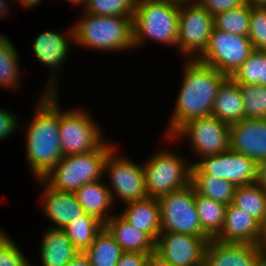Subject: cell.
Instances as JSON below:
<instances>
[{"instance_id":"6da1fadb","label":"cell","mask_w":266,"mask_h":266,"mask_svg":"<svg viewBox=\"0 0 266 266\" xmlns=\"http://www.w3.org/2000/svg\"><path fill=\"white\" fill-rule=\"evenodd\" d=\"M187 61L166 137H172L182 125L194 118L210 116L217 91L228 78L197 59L188 58Z\"/></svg>"},{"instance_id":"7a4b0ae2","label":"cell","mask_w":266,"mask_h":266,"mask_svg":"<svg viewBox=\"0 0 266 266\" xmlns=\"http://www.w3.org/2000/svg\"><path fill=\"white\" fill-rule=\"evenodd\" d=\"M25 128L26 154L31 172L42 179L63 157L59 137L58 92H44Z\"/></svg>"},{"instance_id":"3957f363","label":"cell","mask_w":266,"mask_h":266,"mask_svg":"<svg viewBox=\"0 0 266 266\" xmlns=\"http://www.w3.org/2000/svg\"><path fill=\"white\" fill-rule=\"evenodd\" d=\"M83 12L81 21L73 25L76 44L112 52L134 49L133 16H98Z\"/></svg>"},{"instance_id":"277c9868","label":"cell","mask_w":266,"mask_h":266,"mask_svg":"<svg viewBox=\"0 0 266 266\" xmlns=\"http://www.w3.org/2000/svg\"><path fill=\"white\" fill-rule=\"evenodd\" d=\"M178 25V2L171 0H136L133 15L134 47L142 45L148 38L169 46H177Z\"/></svg>"},{"instance_id":"5b68a950","label":"cell","mask_w":266,"mask_h":266,"mask_svg":"<svg viewBox=\"0 0 266 266\" xmlns=\"http://www.w3.org/2000/svg\"><path fill=\"white\" fill-rule=\"evenodd\" d=\"M114 147L104 142L96 150L63 156L42 179L53 189L75 192L85 183L103 178L106 157Z\"/></svg>"},{"instance_id":"8992f818","label":"cell","mask_w":266,"mask_h":266,"mask_svg":"<svg viewBox=\"0 0 266 266\" xmlns=\"http://www.w3.org/2000/svg\"><path fill=\"white\" fill-rule=\"evenodd\" d=\"M143 164L146 191L149 197L182 189L191 184V167L174 152L158 151Z\"/></svg>"},{"instance_id":"52a82bcc","label":"cell","mask_w":266,"mask_h":266,"mask_svg":"<svg viewBox=\"0 0 266 266\" xmlns=\"http://www.w3.org/2000/svg\"><path fill=\"white\" fill-rule=\"evenodd\" d=\"M157 199L160 206L161 233L208 236L200 226L195 207V189L192 184Z\"/></svg>"},{"instance_id":"ba28073f","label":"cell","mask_w":266,"mask_h":266,"mask_svg":"<svg viewBox=\"0 0 266 266\" xmlns=\"http://www.w3.org/2000/svg\"><path fill=\"white\" fill-rule=\"evenodd\" d=\"M253 51L248 35L213 28L208 46L197 60L230 77Z\"/></svg>"},{"instance_id":"9c48e42d","label":"cell","mask_w":266,"mask_h":266,"mask_svg":"<svg viewBox=\"0 0 266 266\" xmlns=\"http://www.w3.org/2000/svg\"><path fill=\"white\" fill-rule=\"evenodd\" d=\"M97 125L91 115L81 108L65 112L59 108V137L63 156L98 149L104 141Z\"/></svg>"},{"instance_id":"30bf717a","label":"cell","mask_w":266,"mask_h":266,"mask_svg":"<svg viewBox=\"0 0 266 266\" xmlns=\"http://www.w3.org/2000/svg\"><path fill=\"white\" fill-rule=\"evenodd\" d=\"M178 26L176 47L189 59H197L208 46L214 28V16L197 1L182 2L179 3Z\"/></svg>"},{"instance_id":"8fae6325","label":"cell","mask_w":266,"mask_h":266,"mask_svg":"<svg viewBox=\"0 0 266 266\" xmlns=\"http://www.w3.org/2000/svg\"><path fill=\"white\" fill-rule=\"evenodd\" d=\"M116 151L115 145L104 163V173L109 174L110 178L111 186H108V189L113 202L118 196L124 203L149 197L146 191L143 164H136L126 156H118Z\"/></svg>"},{"instance_id":"7c38bea8","label":"cell","mask_w":266,"mask_h":266,"mask_svg":"<svg viewBox=\"0 0 266 266\" xmlns=\"http://www.w3.org/2000/svg\"><path fill=\"white\" fill-rule=\"evenodd\" d=\"M187 137L194 152L200 156L223 153L230 148V124L214 116L194 118L182 125L172 137Z\"/></svg>"},{"instance_id":"4fadbf2b","label":"cell","mask_w":266,"mask_h":266,"mask_svg":"<svg viewBox=\"0 0 266 266\" xmlns=\"http://www.w3.org/2000/svg\"><path fill=\"white\" fill-rule=\"evenodd\" d=\"M204 175H212L236 186L250 185L257 180V162L230 148L223 153L202 157L193 162Z\"/></svg>"},{"instance_id":"5bb4252c","label":"cell","mask_w":266,"mask_h":266,"mask_svg":"<svg viewBox=\"0 0 266 266\" xmlns=\"http://www.w3.org/2000/svg\"><path fill=\"white\" fill-rule=\"evenodd\" d=\"M209 236L184 233H160L155 251L173 266H203Z\"/></svg>"},{"instance_id":"9a60e30c","label":"cell","mask_w":266,"mask_h":266,"mask_svg":"<svg viewBox=\"0 0 266 266\" xmlns=\"http://www.w3.org/2000/svg\"><path fill=\"white\" fill-rule=\"evenodd\" d=\"M68 33L59 34L56 31L41 32L33 43V53L37 57V61L44 66L52 68V76H50L48 85L43 92H57L56 73L62 67L63 61L69 53L70 45L74 43L73 27L67 31ZM72 40V41H71ZM72 42V43H71ZM55 72V73H54Z\"/></svg>"},{"instance_id":"2e32d148","label":"cell","mask_w":266,"mask_h":266,"mask_svg":"<svg viewBox=\"0 0 266 266\" xmlns=\"http://www.w3.org/2000/svg\"><path fill=\"white\" fill-rule=\"evenodd\" d=\"M230 149L256 162L266 159V118H245L230 125Z\"/></svg>"},{"instance_id":"e0dca14e","label":"cell","mask_w":266,"mask_h":266,"mask_svg":"<svg viewBox=\"0 0 266 266\" xmlns=\"http://www.w3.org/2000/svg\"><path fill=\"white\" fill-rule=\"evenodd\" d=\"M265 259L266 254L257 245L211 239L206 247L203 266H260Z\"/></svg>"},{"instance_id":"ac0fdd59","label":"cell","mask_w":266,"mask_h":266,"mask_svg":"<svg viewBox=\"0 0 266 266\" xmlns=\"http://www.w3.org/2000/svg\"><path fill=\"white\" fill-rule=\"evenodd\" d=\"M38 182L44 188L43 214L55 223L51 228L62 229L85 214L74 192L53 189L43 179H38Z\"/></svg>"},{"instance_id":"d6986e66","label":"cell","mask_w":266,"mask_h":266,"mask_svg":"<svg viewBox=\"0 0 266 266\" xmlns=\"http://www.w3.org/2000/svg\"><path fill=\"white\" fill-rule=\"evenodd\" d=\"M260 233V223L244 210L227 205L224 225L214 238L223 243L257 245Z\"/></svg>"},{"instance_id":"ffe728a7","label":"cell","mask_w":266,"mask_h":266,"mask_svg":"<svg viewBox=\"0 0 266 266\" xmlns=\"http://www.w3.org/2000/svg\"><path fill=\"white\" fill-rule=\"evenodd\" d=\"M125 205V210L120 215L133 227L147 233L156 242L161 233L158 199L147 197L125 203Z\"/></svg>"},{"instance_id":"44dd1931","label":"cell","mask_w":266,"mask_h":266,"mask_svg":"<svg viewBox=\"0 0 266 266\" xmlns=\"http://www.w3.org/2000/svg\"><path fill=\"white\" fill-rule=\"evenodd\" d=\"M104 227L123 251L145 254L155 251V241L147 233L133 227L119 214L112 216Z\"/></svg>"},{"instance_id":"7402d4cb","label":"cell","mask_w":266,"mask_h":266,"mask_svg":"<svg viewBox=\"0 0 266 266\" xmlns=\"http://www.w3.org/2000/svg\"><path fill=\"white\" fill-rule=\"evenodd\" d=\"M100 180L85 183L74 194L85 213L105 224L113 216L108 211L115 202H113L108 185Z\"/></svg>"},{"instance_id":"603a6c76","label":"cell","mask_w":266,"mask_h":266,"mask_svg":"<svg viewBox=\"0 0 266 266\" xmlns=\"http://www.w3.org/2000/svg\"><path fill=\"white\" fill-rule=\"evenodd\" d=\"M80 252L62 229L47 228L40 245L42 266H65Z\"/></svg>"},{"instance_id":"cb8c5ba5","label":"cell","mask_w":266,"mask_h":266,"mask_svg":"<svg viewBox=\"0 0 266 266\" xmlns=\"http://www.w3.org/2000/svg\"><path fill=\"white\" fill-rule=\"evenodd\" d=\"M211 116L228 124L245 119L242 93L239 84L228 77L217 91Z\"/></svg>"},{"instance_id":"d4e9b609","label":"cell","mask_w":266,"mask_h":266,"mask_svg":"<svg viewBox=\"0 0 266 266\" xmlns=\"http://www.w3.org/2000/svg\"><path fill=\"white\" fill-rule=\"evenodd\" d=\"M191 165V184L198 194L226 205L232 203L237 188L235 184L212 175H204L194 164Z\"/></svg>"},{"instance_id":"484cf974","label":"cell","mask_w":266,"mask_h":266,"mask_svg":"<svg viewBox=\"0 0 266 266\" xmlns=\"http://www.w3.org/2000/svg\"><path fill=\"white\" fill-rule=\"evenodd\" d=\"M123 252L112 235L103 227L96 234L91 246L83 253L91 266H116Z\"/></svg>"},{"instance_id":"4316f807","label":"cell","mask_w":266,"mask_h":266,"mask_svg":"<svg viewBox=\"0 0 266 266\" xmlns=\"http://www.w3.org/2000/svg\"><path fill=\"white\" fill-rule=\"evenodd\" d=\"M195 207L202 230L214 239L222 230L227 205L195 191Z\"/></svg>"},{"instance_id":"83f0119b","label":"cell","mask_w":266,"mask_h":266,"mask_svg":"<svg viewBox=\"0 0 266 266\" xmlns=\"http://www.w3.org/2000/svg\"><path fill=\"white\" fill-rule=\"evenodd\" d=\"M232 204L261 223L266 215V191L257 183L237 186Z\"/></svg>"},{"instance_id":"f1b7e54d","label":"cell","mask_w":266,"mask_h":266,"mask_svg":"<svg viewBox=\"0 0 266 266\" xmlns=\"http://www.w3.org/2000/svg\"><path fill=\"white\" fill-rule=\"evenodd\" d=\"M104 227V224L96 217L85 213L75 222L67 224L62 230L73 243V246L83 253L94 242L96 234Z\"/></svg>"},{"instance_id":"f546056e","label":"cell","mask_w":266,"mask_h":266,"mask_svg":"<svg viewBox=\"0 0 266 266\" xmlns=\"http://www.w3.org/2000/svg\"><path fill=\"white\" fill-rule=\"evenodd\" d=\"M230 78L239 85L266 87V51L254 50Z\"/></svg>"},{"instance_id":"4dcf8cb0","label":"cell","mask_w":266,"mask_h":266,"mask_svg":"<svg viewBox=\"0 0 266 266\" xmlns=\"http://www.w3.org/2000/svg\"><path fill=\"white\" fill-rule=\"evenodd\" d=\"M18 52L3 34H0V87H17L20 75Z\"/></svg>"},{"instance_id":"1f68e13d","label":"cell","mask_w":266,"mask_h":266,"mask_svg":"<svg viewBox=\"0 0 266 266\" xmlns=\"http://www.w3.org/2000/svg\"><path fill=\"white\" fill-rule=\"evenodd\" d=\"M251 5H243L214 16V28L237 35H248L250 30Z\"/></svg>"},{"instance_id":"d6a6232c","label":"cell","mask_w":266,"mask_h":266,"mask_svg":"<svg viewBox=\"0 0 266 266\" xmlns=\"http://www.w3.org/2000/svg\"><path fill=\"white\" fill-rule=\"evenodd\" d=\"M243 98L245 118H266V87L239 85Z\"/></svg>"},{"instance_id":"836d02e7","label":"cell","mask_w":266,"mask_h":266,"mask_svg":"<svg viewBox=\"0 0 266 266\" xmlns=\"http://www.w3.org/2000/svg\"><path fill=\"white\" fill-rule=\"evenodd\" d=\"M136 0H89L86 12L98 16H133Z\"/></svg>"},{"instance_id":"e575fe53","label":"cell","mask_w":266,"mask_h":266,"mask_svg":"<svg viewBox=\"0 0 266 266\" xmlns=\"http://www.w3.org/2000/svg\"><path fill=\"white\" fill-rule=\"evenodd\" d=\"M248 37L254 50L266 51V8L251 6Z\"/></svg>"},{"instance_id":"d590c367","label":"cell","mask_w":266,"mask_h":266,"mask_svg":"<svg viewBox=\"0 0 266 266\" xmlns=\"http://www.w3.org/2000/svg\"><path fill=\"white\" fill-rule=\"evenodd\" d=\"M0 266H31L11 238L0 244Z\"/></svg>"},{"instance_id":"8d00e7d4","label":"cell","mask_w":266,"mask_h":266,"mask_svg":"<svg viewBox=\"0 0 266 266\" xmlns=\"http://www.w3.org/2000/svg\"><path fill=\"white\" fill-rule=\"evenodd\" d=\"M212 16L243 5L245 0H196Z\"/></svg>"},{"instance_id":"74e56055","label":"cell","mask_w":266,"mask_h":266,"mask_svg":"<svg viewBox=\"0 0 266 266\" xmlns=\"http://www.w3.org/2000/svg\"><path fill=\"white\" fill-rule=\"evenodd\" d=\"M16 118L17 116L10 111L0 109V141L10 137L19 127Z\"/></svg>"},{"instance_id":"f35d334b","label":"cell","mask_w":266,"mask_h":266,"mask_svg":"<svg viewBox=\"0 0 266 266\" xmlns=\"http://www.w3.org/2000/svg\"><path fill=\"white\" fill-rule=\"evenodd\" d=\"M148 254L124 251L116 266H145Z\"/></svg>"},{"instance_id":"ab89813d","label":"cell","mask_w":266,"mask_h":266,"mask_svg":"<svg viewBox=\"0 0 266 266\" xmlns=\"http://www.w3.org/2000/svg\"><path fill=\"white\" fill-rule=\"evenodd\" d=\"M145 266H173L170 262L166 261L156 251L148 254Z\"/></svg>"},{"instance_id":"60d3db41","label":"cell","mask_w":266,"mask_h":266,"mask_svg":"<svg viewBox=\"0 0 266 266\" xmlns=\"http://www.w3.org/2000/svg\"><path fill=\"white\" fill-rule=\"evenodd\" d=\"M256 183L266 191V159L257 162Z\"/></svg>"},{"instance_id":"b9f144b4","label":"cell","mask_w":266,"mask_h":266,"mask_svg":"<svg viewBox=\"0 0 266 266\" xmlns=\"http://www.w3.org/2000/svg\"><path fill=\"white\" fill-rule=\"evenodd\" d=\"M257 246L266 254V215L260 223V233Z\"/></svg>"},{"instance_id":"7bdbcfd3","label":"cell","mask_w":266,"mask_h":266,"mask_svg":"<svg viewBox=\"0 0 266 266\" xmlns=\"http://www.w3.org/2000/svg\"><path fill=\"white\" fill-rule=\"evenodd\" d=\"M65 266H91V264L89 263V260L84 255V253H79Z\"/></svg>"},{"instance_id":"ee69618b","label":"cell","mask_w":266,"mask_h":266,"mask_svg":"<svg viewBox=\"0 0 266 266\" xmlns=\"http://www.w3.org/2000/svg\"><path fill=\"white\" fill-rule=\"evenodd\" d=\"M9 1H11V0H0V18H2V17H4L5 16V14L7 15V13L9 14V6H8V3L7 2H9ZM14 1H16V0H14Z\"/></svg>"},{"instance_id":"f6af8a7d","label":"cell","mask_w":266,"mask_h":266,"mask_svg":"<svg viewBox=\"0 0 266 266\" xmlns=\"http://www.w3.org/2000/svg\"><path fill=\"white\" fill-rule=\"evenodd\" d=\"M24 8H32L40 4L42 0H17Z\"/></svg>"},{"instance_id":"bcb514c9","label":"cell","mask_w":266,"mask_h":266,"mask_svg":"<svg viewBox=\"0 0 266 266\" xmlns=\"http://www.w3.org/2000/svg\"><path fill=\"white\" fill-rule=\"evenodd\" d=\"M251 6L266 8V0H245Z\"/></svg>"},{"instance_id":"7dc6e473","label":"cell","mask_w":266,"mask_h":266,"mask_svg":"<svg viewBox=\"0 0 266 266\" xmlns=\"http://www.w3.org/2000/svg\"><path fill=\"white\" fill-rule=\"evenodd\" d=\"M68 1L72 2L74 5L84 4L85 6L89 2V0H68Z\"/></svg>"},{"instance_id":"c3c4849f","label":"cell","mask_w":266,"mask_h":266,"mask_svg":"<svg viewBox=\"0 0 266 266\" xmlns=\"http://www.w3.org/2000/svg\"><path fill=\"white\" fill-rule=\"evenodd\" d=\"M9 236L0 230V244L5 241Z\"/></svg>"},{"instance_id":"681fc988","label":"cell","mask_w":266,"mask_h":266,"mask_svg":"<svg viewBox=\"0 0 266 266\" xmlns=\"http://www.w3.org/2000/svg\"><path fill=\"white\" fill-rule=\"evenodd\" d=\"M171 1L182 3V2H193V1H196V0H171Z\"/></svg>"},{"instance_id":"f907efd6","label":"cell","mask_w":266,"mask_h":266,"mask_svg":"<svg viewBox=\"0 0 266 266\" xmlns=\"http://www.w3.org/2000/svg\"><path fill=\"white\" fill-rule=\"evenodd\" d=\"M260 266H266V259L261 263Z\"/></svg>"}]
</instances>
